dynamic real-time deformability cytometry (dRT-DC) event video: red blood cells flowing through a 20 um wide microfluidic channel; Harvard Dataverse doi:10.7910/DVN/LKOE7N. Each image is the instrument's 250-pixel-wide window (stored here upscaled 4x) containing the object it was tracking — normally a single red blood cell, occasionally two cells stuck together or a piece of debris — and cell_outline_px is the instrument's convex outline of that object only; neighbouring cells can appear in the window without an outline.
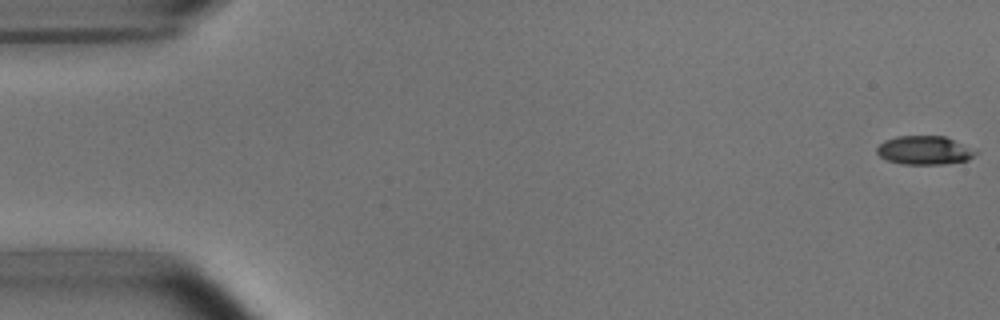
{"species": "common noctule bat (a hibernating species)", "species_latin": "Nyctalus noctula", "temperature_condition": "room temperature", "stored_images_in_passage": 52, "camera_frame_rate_fps": 3000, "um_per_image_px": 0.085, "animal": {"sex": "male", "body_mass_g": 15.6}, "frame": {"image": 1, "passage_image": 1, "time_ms": 0.0, "image_size_px": [1000, 320], "cell_outline_px": [[980, 152], [968, 160], [944, 164], [904, 164], [888, 160], [880, 156], [876, 152], [876, 148], [884, 140], [896, 136], [944, 136]], "centroid_in_image_um": [78.57, 12.77], "position_along_channel_um": 6.4, "area_um2": 16.42}}
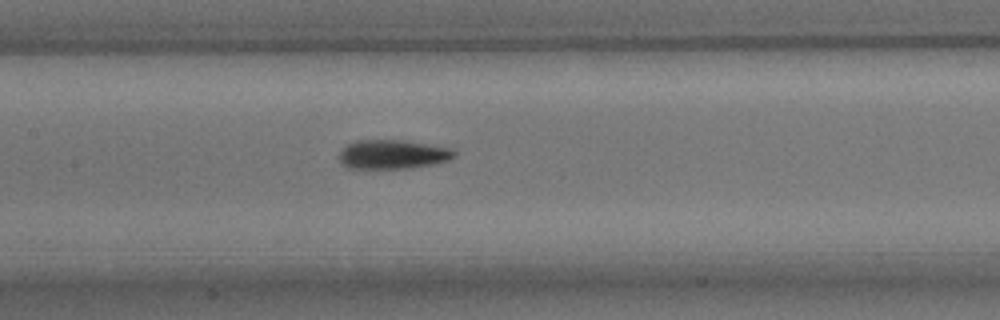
{"frame": {"image": 2, "passage_image": 25, "time_ms": 8.0, "image_size_px": [1000, 320], "cell_outline_px": [[456, 156], [448, 160], [432, 164], [412, 168], [348, 168], [340, 164], [340, 152], [348, 144], [356, 140], [404, 140], [432, 144], [452, 148], [456, 152]], "centroid_in_image_um": [33.41, 13.11], "position_along_channel_um": 174.0, "area_um2": 19.65}}
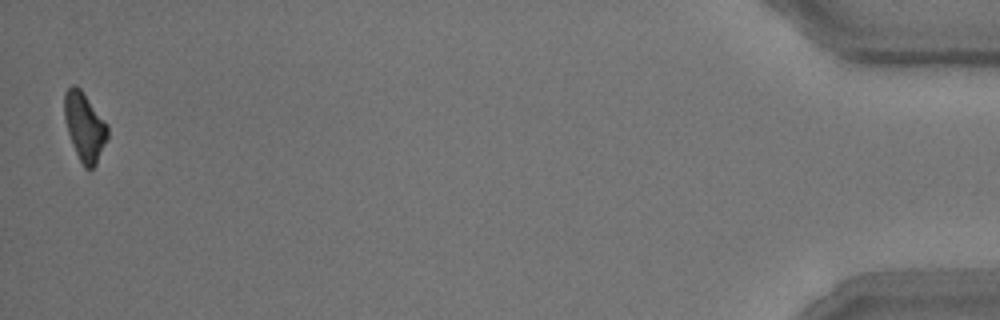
{"frame": {"image": 3, "passage_image": 52, "time_ms": 17.0, "image_size_px": [1000, 320], "cell_outline_px": [[108, 136], [96, 164], [92, 168], [84, 168], [72, 144], [64, 120], [64, 92], [72, 84], [76, 84], [80, 88], [108, 124]], "centroid_in_image_um": [7.18, 10.73], "position_along_channel_um": 428.0, "area_um2": 17.22}, "authors_computed_cell_mechanics": {"area_um2": 17.8891, "velocity_mm_per_s": 3.8327, "shape_relaxation_time_tau1_ms": 2.922, "shape_relaxation_time_tau2_ms": 6.6258, "deformation_change_tau1": 0.1274, "deformation_change_tau2": 0.1689}}